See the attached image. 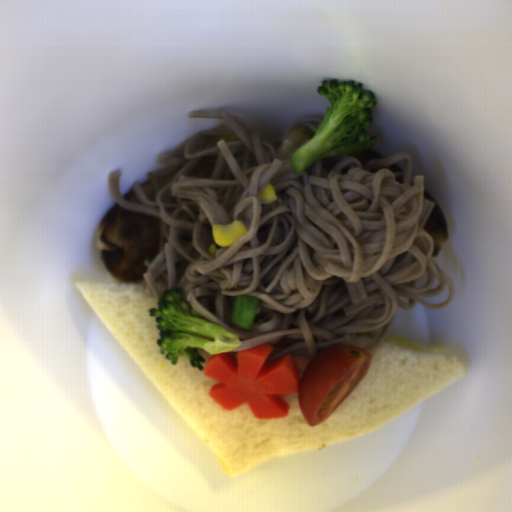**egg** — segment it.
<instances>
[{
    "instance_id": "1",
    "label": "egg",
    "mask_w": 512,
    "mask_h": 512,
    "mask_svg": "<svg viewBox=\"0 0 512 512\" xmlns=\"http://www.w3.org/2000/svg\"><path fill=\"white\" fill-rule=\"evenodd\" d=\"M383 342L386 343L387 345L400 347V348H404V349H408V350H412V351L423 352V350H424L423 346H419L418 344L410 341L407 338H403V337L396 336L393 334H388V333Z\"/></svg>"
}]
</instances>
